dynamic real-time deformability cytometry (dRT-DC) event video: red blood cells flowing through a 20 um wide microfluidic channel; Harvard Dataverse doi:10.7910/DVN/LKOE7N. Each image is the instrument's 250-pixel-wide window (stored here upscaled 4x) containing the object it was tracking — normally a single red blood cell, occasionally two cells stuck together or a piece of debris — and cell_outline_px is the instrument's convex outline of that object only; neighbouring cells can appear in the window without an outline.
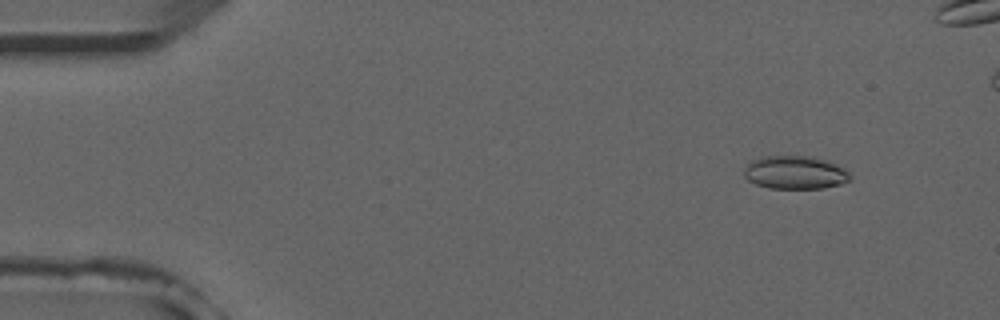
{"species": "common noctule bat (a hibernating species)", "species_latin": "Nyctalus noctula", "temperature_condition": "room temperature", "stored_images_in_passage": 48, "camera_frame_rate_fps": 3000, "um_per_image_px": 0.085, "animal": {"sex": "male", "forearm_length_mm": 52.5}, "frame": {"image": 1, "passage_image": 4, "time_ms": 1.0, "image_size_px": [1000, 320], "cell_outline_px": [[852, 176], [848, 180], [840, 184], [824, 188], [768, 188], [756, 184], [748, 180], [744, 176], [744, 168], [748, 160], [760, 156], [812, 156], [828, 160], [844, 168]], "centroid_in_image_um": [67.54, 14.64], "position_along_channel_um": 17.5, "area_um2": 20.81}}
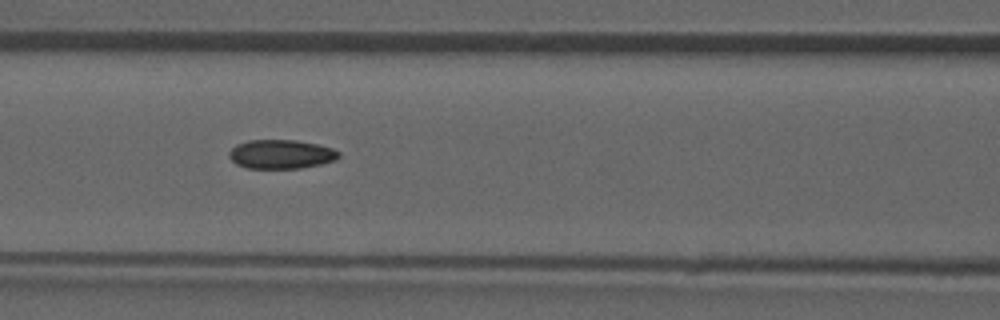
{"frame": {"image": 2, "passage_image": 21, "time_ms": 6.667, "image_size_px": [1000, 320], "cell_outline_px": [[340, 156], [336, 160], [320, 164], [300, 168], [248, 168], [236, 164], [228, 156], [228, 152], [236, 144], [248, 140], [296, 140], [316, 144], [332, 148], [340, 152]], "centroid_in_image_um": [23.88, 13.1], "position_along_channel_um": 142.7, "area_um2": 18.55}}
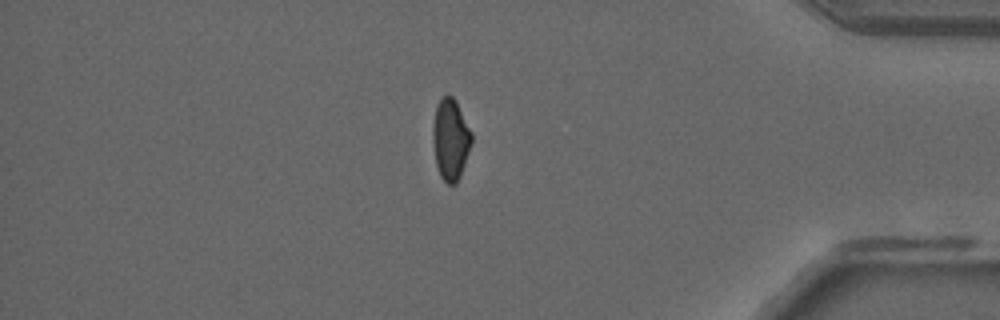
{"frame": {"image": 3, "passage_image": 43, "time_ms": 14.0, "image_size_px": [1000, 320], "cell_outline_px": [[472, 144], [460, 176], [456, 184], [448, 184], [440, 176], [436, 164], [432, 140], [432, 124], [436, 108], [440, 100], [444, 96], [452, 96], [456, 100], [472, 132]], "centroid_in_image_um": [38.3, 11.85], "position_along_channel_um": 396.9, "area_um2": 18.44}, "authors_computed_cell_mechanics": {"area_um2": 19.1029, "velocity_mm_per_s": 3.935, "shape_relaxation_time_tau1_ms": null, "shape_relaxation_time_tau2_ms": 2.6721, "deformation_change_tau1": null, "deformation_change_tau2": 0.0569}}